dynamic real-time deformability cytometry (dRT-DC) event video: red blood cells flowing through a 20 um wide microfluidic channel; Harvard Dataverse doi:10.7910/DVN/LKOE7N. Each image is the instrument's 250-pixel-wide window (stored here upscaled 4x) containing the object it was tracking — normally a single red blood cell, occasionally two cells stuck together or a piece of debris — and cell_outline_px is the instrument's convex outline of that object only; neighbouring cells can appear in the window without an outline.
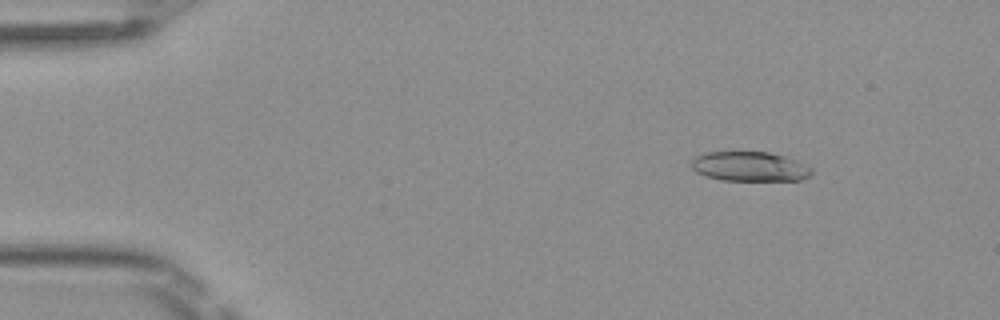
{"species": "Egyptian fruit bat (a non-hibernating species)", "species_latin": "Rousettus aegyptiacus", "temperature_condition": "room temperature", "stored_images_in_passage": 50, "camera_frame_rate_fps": 3000, "um_per_image_px": 0.085, "frame": {"image": 1, "passage_image": 7, "time_ms": 2.0, "image_size_px": [1000, 320], "cell_outline_px": [[812, 172], [808, 176], [800, 180], [720, 180], [704, 176], [696, 172], [692, 168], [692, 160], [696, 156], [704, 152], [768, 152], [784, 156], [796, 160], [812, 168]], "centroid_in_image_um": [63.69, 14.15], "position_along_channel_um": 21.3, "area_um2": 20.69}}
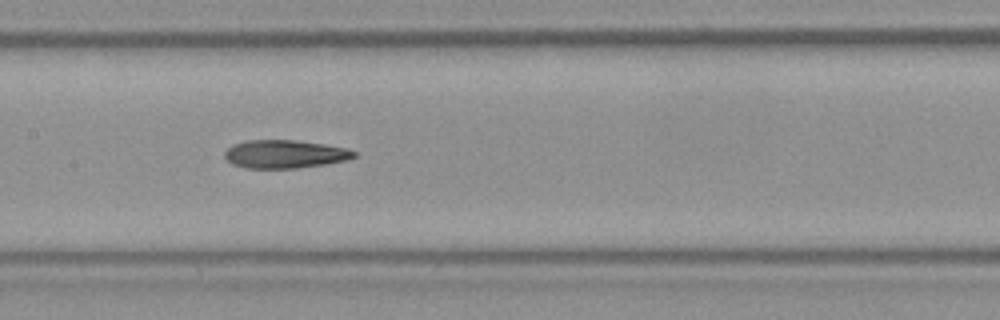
{"frame": {"image": 2, "passage_image": 25, "time_ms": 8.0, "image_size_px": [1000, 320], "cell_outline_px": [[356, 156], [348, 160], [324, 164], [296, 168], [244, 168], [232, 164], [224, 156], [224, 152], [232, 144], [244, 140], [296, 140], [324, 144], [348, 148], [356, 152]], "centroid_in_image_um": [24.2, 13.09], "position_along_channel_um": 183.2, "area_um2": 21.39}}
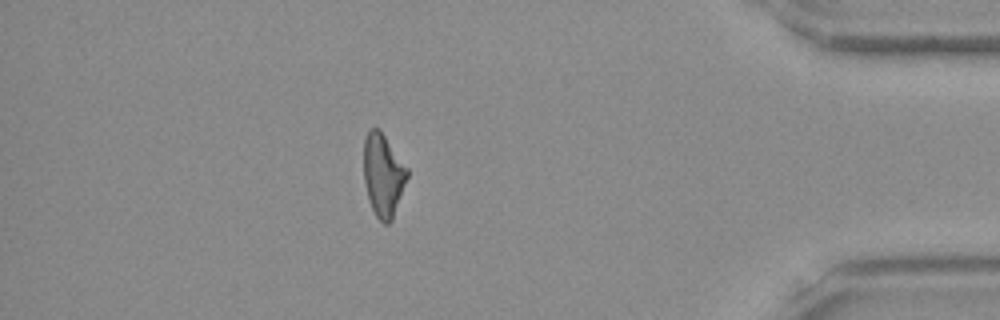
{"frame": {"image": 3, "passage_image": 44, "time_ms": 14.333, "image_size_px": [1000, 320], "cell_outline_px": [[408, 176], [392, 220], [388, 224], [384, 224], [376, 216], [368, 200], [364, 180], [364, 140], [368, 132], [372, 128], [380, 128], [408, 168]], "centroid_in_image_um": [32.57, 14.87], "position_along_channel_um": 402.6, "area_um2": 20.98}, "authors_computed_cell_mechanics": {"area_um2": 21.5883, "velocity_mm_per_s": 4.1221, "shape_relaxation_time_tau1_ms": null, "shape_relaxation_time_tau2_ms": 1.6365, "deformation_change_tau1": null, "deformation_change_tau2": 0.1146}}